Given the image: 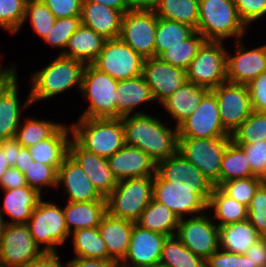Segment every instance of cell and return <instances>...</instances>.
Returning <instances> with one entry per match:
<instances>
[{
    "label": "cell",
    "mask_w": 266,
    "mask_h": 267,
    "mask_svg": "<svg viewBox=\"0 0 266 267\" xmlns=\"http://www.w3.org/2000/svg\"><path fill=\"white\" fill-rule=\"evenodd\" d=\"M253 265L266 267V237L257 240L245 253Z\"/></svg>",
    "instance_id": "obj_57"
},
{
    "label": "cell",
    "mask_w": 266,
    "mask_h": 267,
    "mask_svg": "<svg viewBox=\"0 0 266 267\" xmlns=\"http://www.w3.org/2000/svg\"><path fill=\"white\" fill-rule=\"evenodd\" d=\"M71 138V125H62L50 138L28 147L33 161L51 165L58 170L68 155V145Z\"/></svg>",
    "instance_id": "obj_30"
},
{
    "label": "cell",
    "mask_w": 266,
    "mask_h": 267,
    "mask_svg": "<svg viewBox=\"0 0 266 267\" xmlns=\"http://www.w3.org/2000/svg\"><path fill=\"white\" fill-rule=\"evenodd\" d=\"M57 18L81 17L83 0H41Z\"/></svg>",
    "instance_id": "obj_53"
},
{
    "label": "cell",
    "mask_w": 266,
    "mask_h": 267,
    "mask_svg": "<svg viewBox=\"0 0 266 267\" xmlns=\"http://www.w3.org/2000/svg\"><path fill=\"white\" fill-rule=\"evenodd\" d=\"M196 30L186 24L157 17L155 35V57H158L169 47L180 44L189 38Z\"/></svg>",
    "instance_id": "obj_40"
},
{
    "label": "cell",
    "mask_w": 266,
    "mask_h": 267,
    "mask_svg": "<svg viewBox=\"0 0 266 267\" xmlns=\"http://www.w3.org/2000/svg\"><path fill=\"white\" fill-rule=\"evenodd\" d=\"M261 184V179L257 176H253L222 182L218 187L226 195L248 207L250 200Z\"/></svg>",
    "instance_id": "obj_48"
},
{
    "label": "cell",
    "mask_w": 266,
    "mask_h": 267,
    "mask_svg": "<svg viewBox=\"0 0 266 267\" xmlns=\"http://www.w3.org/2000/svg\"><path fill=\"white\" fill-rule=\"evenodd\" d=\"M68 155L80 165L104 198L114 190L118 181L111 172L106 158L87 151L73 137L68 145Z\"/></svg>",
    "instance_id": "obj_22"
},
{
    "label": "cell",
    "mask_w": 266,
    "mask_h": 267,
    "mask_svg": "<svg viewBox=\"0 0 266 267\" xmlns=\"http://www.w3.org/2000/svg\"><path fill=\"white\" fill-rule=\"evenodd\" d=\"M135 223L144 229L172 237L176 235L179 218L166 205L152 198Z\"/></svg>",
    "instance_id": "obj_35"
},
{
    "label": "cell",
    "mask_w": 266,
    "mask_h": 267,
    "mask_svg": "<svg viewBox=\"0 0 266 267\" xmlns=\"http://www.w3.org/2000/svg\"><path fill=\"white\" fill-rule=\"evenodd\" d=\"M24 176L27 185L35 189L41 195L49 191L45 187L49 189L54 188L56 190L58 170L51 165L33 161L26 168ZM42 190H44V192Z\"/></svg>",
    "instance_id": "obj_45"
},
{
    "label": "cell",
    "mask_w": 266,
    "mask_h": 267,
    "mask_svg": "<svg viewBox=\"0 0 266 267\" xmlns=\"http://www.w3.org/2000/svg\"><path fill=\"white\" fill-rule=\"evenodd\" d=\"M248 28L241 20L234 0H199V19L196 29L205 41L244 39Z\"/></svg>",
    "instance_id": "obj_3"
},
{
    "label": "cell",
    "mask_w": 266,
    "mask_h": 267,
    "mask_svg": "<svg viewBox=\"0 0 266 267\" xmlns=\"http://www.w3.org/2000/svg\"><path fill=\"white\" fill-rule=\"evenodd\" d=\"M69 202L106 200L94 187L80 165L67 155L58 169L57 187Z\"/></svg>",
    "instance_id": "obj_21"
},
{
    "label": "cell",
    "mask_w": 266,
    "mask_h": 267,
    "mask_svg": "<svg viewBox=\"0 0 266 267\" xmlns=\"http://www.w3.org/2000/svg\"><path fill=\"white\" fill-rule=\"evenodd\" d=\"M67 267H118L114 262L101 259L71 258L67 261Z\"/></svg>",
    "instance_id": "obj_59"
},
{
    "label": "cell",
    "mask_w": 266,
    "mask_h": 267,
    "mask_svg": "<svg viewBox=\"0 0 266 267\" xmlns=\"http://www.w3.org/2000/svg\"><path fill=\"white\" fill-rule=\"evenodd\" d=\"M123 13L94 2H82L81 24L105 39L119 38Z\"/></svg>",
    "instance_id": "obj_28"
},
{
    "label": "cell",
    "mask_w": 266,
    "mask_h": 267,
    "mask_svg": "<svg viewBox=\"0 0 266 267\" xmlns=\"http://www.w3.org/2000/svg\"><path fill=\"white\" fill-rule=\"evenodd\" d=\"M0 148L3 150V153L7 158L8 165L14 167L22 145L15 137H13L0 141Z\"/></svg>",
    "instance_id": "obj_58"
},
{
    "label": "cell",
    "mask_w": 266,
    "mask_h": 267,
    "mask_svg": "<svg viewBox=\"0 0 266 267\" xmlns=\"http://www.w3.org/2000/svg\"><path fill=\"white\" fill-rule=\"evenodd\" d=\"M146 113L121 117L125 144L139 148L158 163L178 151V129Z\"/></svg>",
    "instance_id": "obj_1"
},
{
    "label": "cell",
    "mask_w": 266,
    "mask_h": 267,
    "mask_svg": "<svg viewBox=\"0 0 266 267\" xmlns=\"http://www.w3.org/2000/svg\"><path fill=\"white\" fill-rule=\"evenodd\" d=\"M153 193V176L128 178L118 181L106 197L107 212L116 218L136 222Z\"/></svg>",
    "instance_id": "obj_6"
},
{
    "label": "cell",
    "mask_w": 266,
    "mask_h": 267,
    "mask_svg": "<svg viewBox=\"0 0 266 267\" xmlns=\"http://www.w3.org/2000/svg\"><path fill=\"white\" fill-rule=\"evenodd\" d=\"M17 70L0 86V141L13 138L25 110L32 107L30 94L21 103Z\"/></svg>",
    "instance_id": "obj_19"
},
{
    "label": "cell",
    "mask_w": 266,
    "mask_h": 267,
    "mask_svg": "<svg viewBox=\"0 0 266 267\" xmlns=\"http://www.w3.org/2000/svg\"><path fill=\"white\" fill-rule=\"evenodd\" d=\"M234 4L241 20L248 28L266 16V0H234Z\"/></svg>",
    "instance_id": "obj_51"
},
{
    "label": "cell",
    "mask_w": 266,
    "mask_h": 267,
    "mask_svg": "<svg viewBox=\"0 0 266 267\" xmlns=\"http://www.w3.org/2000/svg\"><path fill=\"white\" fill-rule=\"evenodd\" d=\"M262 236L248 219L219 227L220 249L236 254H245Z\"/></svg>",
    "instance_id": "obj_33"
},
{
    "label": "cell",
    "mask_w": 266,
    "mask_h": 267,
    "mask_svg": "<svg viewBox=\"0 0 266 267\" xmlns=\"http://www.w3.org/2000/svg\"><path fill=\"white\" fill-rule=\"evenodd\" d=\"M134 223L127 219L113 217L107 212L98 225L107 248L108 261L114 262L117 266L127 254Z\"/></svg>",
    "instance_id": "obj_25"
},
{
    "label": "cell",
    "mask_w": 266,
    "mask_h": 267,
    "mask_svg": "<svg viewBox=\"0 0 266 267\" xmlns=\"http://www.w3.org/2000/svg\"><path fill=\"white\" fill-rule=\"evenodd\" d=\"M207 210L213 214L211 217L218 227L248 219L247 206L226 195L218 186L213 188Z\"/></svg>",
    "instance_id": "obj_34"
},
{
    "label": "cell",
    "mask_w": 266,
    "mask_h": 267,
    "mask_svg": "<svg viewBox=\"0 0 266 267\" xmlns=\"http://www.w3.org/2000/svg\"><path fill=\"white\" fill-rule=\"evenodd\" d=\"M74 257L108 261V252L98 227L75 230L70 233Z\"/></svg>",
    "instance_id": "obj_37"
},
{
    "label": "cell",
    "mask_w": 266,
    "mask_h": 267,
    "mask_svg": "<svg viewBox=\"0 0 266 267\" xmlns=\"http://www.w3.org/2000/svg\"><path fill=\"white\" fill-rule=\"evenodd\" d=\"M33 162L32 156L30 155L29 149L27 147H22L18 153L15 168L20 172L24 173L26 168L30 163Z\"/></svg>",
    "instance_id": "obj_60"
},
{
    "label": "cell",
    "mask_w": 266,
    "mask_h": 267,
    "mask_svg": "<svg viewBox=\"0 0 266 267\" xmlns=\"http://www.w3.org/2000/svg\"><path fill=\"white\" fill-rule=\"evenodd\" d=\"M236 145L266 141V112L253 111L231 134Z\"/></svg>",
    "instance_id": "obj_43"
},
{
    "label": "cell",
    "mask_w": 266,
    "mask_h": 267,
    "mask_svg": "<svg viewBox=\"0 0 266 267\" xmlns=\"http://www.w3.org/2000/svg\"><path fill=\"white\" fill-rule=\"evenodd\" d=\"M242 41H235L234 52L227 49V81L247 85L266 71V43L248 49Z\"/></svg>",
    "instance_id": "obj_17"
},
{
    "label": "cell",
    "mask_w": 266,
    "mask_h": 267,
    "mask_svg": "<svg viewBox=\"0 0 266 267\" xmlns=\"http://www.w3.org/2000/svg\"><path fill=\"white\" fill-rule=\"evenodd\" d=\"M24 186H28L24 173L15 167H9L0 180L1 190L16 189Z\"/></svg>",
    "instance_id": "obj_55"
},
{
    "label": "cell",
    "mask_w": 266,
    "mask_h": 267,
    "mask_svg": "<svg viewBox=\"0 0 266 267\" xmlns=\"http://www.w3.org/2000/svg\"><path fill=\"white\" fill-rule=\"evenodd\" d=\"M26 118V119H25ZM19 125L15 138L22 147H30L50 138L64 123L54 122L47 119H35V117H25Z\"/></svg>",
    "instance_id": "obj_38"
},
{
    "label": "cell",
    "mask_w": 266,
    "mask_h": 267,
    "mask_svg": "<svg viewBox=\"0 0 266 267\" xmlns=\"http://www.w3.org/2000/svg\"><path fill=\"white\" fill-rule=\"evenodd\" d=\"M80 25L81 17L57 18L52 29L43 38V43L61 49L59 55H62L70 37Z\"/></svg>",
    "instance_id": "obj_47"
},
{
    "label": "cell",
    "mask_w": 266,
    "mask_h": 267,
    "mask_svg": "<svg viewBox=\"0 0 266 267\" xmlns=\"http://www.w3.org/2000/svg\"><path fill=\"white\" fill-rule=\"evenodd\" d=\"M142 76L159 105L187 81L186 70L159 57L144 59Z\"/></svg>",
    "instance_id": "obj_18"
},
{
    "label": "cell",
    "mask_w": 266,
    "mask_h": 267,
    "mask_svg": "<svg viewBox=\"0 0 266 267\" xmlns=\"http://www.w3.org/2000/svg\"><path fill=\"white\" fill-rule=\"evenodd\" d=\"M107 162L117 181L156 174L157 163L139 148L129 145L107 158Z\"/></svg>",
    "instance_id": "obj_24"
},
{
    "label": "cell",
    "mask_w": 266,
    "mask_h": 267,
    "mask_svg": "<svg viewBox=\"0 0 266 267\" xmlns=\"http://www.w3.org/2000/svg\"><path fill=\"white\" fill-rule=\"evenodd\" d=\"M144 267H164L161 264H157V265H152V266H144Z\"/></svg>",
    "instance_id": "obj_66"
},
{
    "label": "cell",
    "mask_w": 266,
    "mask_h": 267,
    "mask_svg": "<svg viewBox=\"0 0 266 267\" xmlns=\"http://www.w3.org/2000/svg\"><path fill=\"white\" fill-rule=\"evenodd\" d=\"M159 264L164 267H205V260L195 255L175 235L164 241Z\"/></svg>",
    "instance_id": "obj_39"
},
{
    "label": "cell",
    "mask_w": 266,
    "mask_h": 267,
    "mask_svg": "<svg viewBox=\"0 0 266 267\" xmlns=\"http://www.w3.org/2000/svg\"><path fill=\"white\" fill-rule=\"evenodd\" d=\"M166 235L144 229L134 223L124 260L118 267H144L160 262Z\"/></svg>",
    "instance_id": "obj_20"
},
{
    "label": "cell",
    "mask_w": 266,
    "mask_h": 267,
    "mask_svg": "<svg viewBox=\"0 0 266 267\" xmlns=\"http://www.w3.org/2000/svg\"><path fill=\"white\" fill-rule=\"evenodd\" d=\"M65 222L69 233L75 230L98 227L107 213V201L67 202L63 206Z\"/></svg>",
    "instance_id": "obj_31"
},
{
    "label": "cell",
    "mask_w": 266,
    "mask_h": 267,
    "mask_svg": "<svg viewBox=\"0 0 266 267\" xmlns=\"http://www.w3.org/2000/svg\"><path fill=\"white\" fill-rule=\"evenodd\" d=\"M82 2H94L106 7L121 11L123 14L128 10L126 0H83Z\"/></svg>",
    "instance_id": "obj_62"
},
{
    "label": "cell",
    "mask_w": 266,
    "mask_h": 267,
    "mask_svg": "<svg viewBox=\"0 0 266 267\" xmlns=\"http://www.w3.org/2000/svg\"><path fill=\"white\" fill-rule=\"evenodd\" d=\"M210 90L206 87L186 81L173 94L167 97L161 104L167 114L175 121L178 127L198 107L203 97Z\"/></svg>",
    "instance_id": "obj_27"
},
{
    "label": "cell",
    "mask_w": 266,
    "mask_h": 267,
    "mask_svg": "<svg viewBox=\"0 0 266 267\" xmlns=\"http://www.w3.org/2000/svg\"><path fill=\"white\" fill-rule=\"evenodd\" d=\"M116 91L119 93L116 98V118L144 114L136 109L146 103H155L151 88L142 75L118 81Z\"/></svg>",
    "instance_id": "obj_26"
},
{
    "label": "cell",
    "mask_w": 266,
    "mask_h": 267,
    "mask_svg": "<svg viewBox=\"0 0 266 267\" xmlns=\"http://www.w3.org/2000/svg\"><path fill=\"white\" fill-rule=\"evenodd\" d=\"M263 184H266V168L264 170V173L259 177Z\"/></svg>",
    "instance_id": "obj_65"
},
{
    "label": "cell",
    "mask_w": 266,
    "mask_h": 267,
    "mask_svg": "<svg viewBox=\"0 0 266 267\" xmlns=\"http://www.w3.org/2000/svg\"><path fill=\"white\" fill-rule=\"evenodd\" d=\"M210 91L217 99L221 123L231 135L253 112L248 86L227 81Z\"/></svg>",
    "instance_id": "obj_14"
},
{
    "label": "cell",
    "mask_w": 266,
    "mask_h": 267,
    "mask_svg": "<svg viewBox=\"0 0 266 267\" xmlns=\"http://www.w3.org/2000/svg\"><path fill=\"white\" fill-rule=\"evenodd\" d=\"M205 267H257L246 254H236L218 249L205 260Z\"/></svg>",
    "instance_id": "obj_50"
},
{
    "label": "cell",
    "mask_w": 266,
    "mask_h": 267,
    "mask_svg": "<svg viewBox=\"0 0 266 267\" xmlns=\"http://www.w3.org/2000/svg\"><path fill=\"white\" fill-rule=\"evenodd\" d=\"M3 214L0 212V242L7 226L6 220H4Z\"/></svg>",
    "instance_id": "obj_64"
},
{
    "label": "cell",
    "mask_w": 266,
    "mask_h": 267,
    "mask_svg": "<svg viewBox=\"0 0 266 267\" xmlns=\"http://www.w3.org/2000/svg\"><path fill=\"white\" fill-rule=\"evenodd\" d=\"M158 0H126L128 10H154Z\"/></svg>",
    "instance_id": "obj_61"
},
{
    "label": "cell",
    "mask_w": 266,
    "mask_h": 267,
    "mask_svg": "<svg viewBox=\"0 0 266 267\" xmlns=\"http://www.w3.org/2000/svg\"><path fill=\"white\" fill-rule=\"evenodd\" d=\"M85 66L83 62L58 55L48 65L34 71L29 78L32 105L62 95L73 87L80 92Z\"/></svg>",
    "instance_id": "obj_2"
},
{
    "label": "cell",
    "mask_w": 266,
    "mask_h": 267,
    "mask_svg": "<svg viewBox=\"0 0 266 267\" xmlns=\"http://www.w3.org/2000/svg\"><path fill=\"white\" fill-rule=\"evenodd\" d=\"M72 137L87 151L109 158L125 144L121 118H78Z\"/></svg>",
    "instance_id": "obj_4"
},
{
    "label": "cell",
    "mask_w": 266,
    "mask_h": 267,
    "mask_svg": "<svg viewBox=\"0 0 266 267\" xmlns=\"http://www.w3.org/2000/svg\"><path fill=\"white\" fill-rule=\"evenodd\" d=\"M10 166L8 165V161L6 156L3 153V150L0 148V180L2 175L6 172V170L9 168Z\"/></svg>",
    "instance_id": "obj_63"
},
{
    "label": "cell",
    "mask_w": 266,
    "mask_h": 267,
    "mask_svg": "<svg viewBox=\"0 0 266 267\" xmlns=\"http://www.w3.org/2000/svg\"><path fill=\"white\" fill-rule=\"evenodd\" d=\"M28 0H0V28L11 35L22 29Z\"/></svg>",
    "instance_id": "obj_46"
},
{
    "label": "cell",
    "mask_w": 266,
    "mask_h": 267,
    "mask_svg": "<svg viewBox=\"0 0 266 267\" xmlns=\"http://www.w3.org/2000/svg\"><path fill=\"white\" fill-rule=\"evenodd\" d=\"M177 129L178 137H231L221 123L217 99L211 91L203 97L195 111Z\"/></svg>",
    "instance_id": "obj_15"
},
{
    "label": "cell",
    "mask_w": 266,
    "mask_h": 267,
    "mask_svg": "<svg viewBox=\"0 0 266 267\" xmlns=\"http://www.w3.org/2000/svg\"><path fill=\"white\" fill-rule=\"evenodd\" d=\"M117 85L118 81L108 74L86 65L80 94L89 105L79 118H116Z\"/></svg>",
    "instance_id": "obj_5"
},
{
    "label": "cell",
    "mask_w": 266,
    "mask_h": 267,
    "mask_svg": "<svg viewBox=\"0 0 266 267\" xmlns=\"http://www.w3.org/2000/svg\"><path fill=\"white\" fill-rule=\"evenodd\" d=\"M244 152L251 167L252 174L260 177L266 168V141L238 145Z\"/></svg>",
    "instance_id": "obj_52"
},
{
    "label": "cell",
    "mask_w": 266,
    "mask_h": 267,
    "mask_svg": "<svg viewBox=\"0 0 266 267\" xmlns=\"http://www.w3.org/2000/svg\"><path fill=\"white\" fill-rule=\"evenodd\" d=\"M43 252L27 224H7L0 242V266L22 267Z\"/></svg>",
    "instance_id": "obj_16"
},
{
    "label": "cell",
    "mask_w": 266,
    "mask_h": 267,
    "mask_svg": "<svg viewBox=\"0 0 266 267\" xmlns=\"http://www.w3.org/2000/svg\"><path fill=\"white\" fill-rule=\"evenodd\" d=\"M156 173L174 187L214 188L213 183L178 151L158 162Z\"/></svg>",
    "instance_id": "obj_23"
},
{
    "label": "cell",
    "mask_w": 266,
    "mask_h": 267,
    "mask_svg": "<svg viewBox=\"0 0 266 267\" xmlns=\"http://www.w3.org/2000/svg\"><path fill=\"white\" fill-rule=\"evenodd\" d=\"M231 141V137H178V152L199 169L214 186H219L221 159Z\"/></svg>",
    "instance_id": "obj_10"
},
{
    "label": "cell",
    "mask_w": 266,
    "mask_h": 267,
    "mask_svg": "<svg viewBox=\"0 0 266 267\" xmlns=\"http://www.w3.org/2000/svg\"><path fill=\"white\" fill-rule=\"evenodd\" d=\"M2 191L5 197L0 212L3 216L6 214L9 217L7 224H27L32 211L43 197L29 186Z\"/></svg>",
    "instance_id": "obj_29"
},
{
    "label": "cell",
    "mask_w": 266,
    "mask_h": 267,
    "mask_svg": "<svg viewBox=\"0 0 266 267\" xmlns=\"http://www.w3.org/2000/svg\"><path fill=\"white\" fill-rule=\"evenodd\" d=\"M245 152L231 141L222 156L220 184L232 179L253 177Z\"/></svg>",
    "instance_id": "obj_41"
},
{
    "label": "cell",
    "mask_w": 266,
    "mask_h": 267,
    "mask_svg": "<svg viewBox=\"0 0 266 267\" xmlns=\"http://www.w3.org/2000/svg\"><path fill=\"white\" fill-rule=\"evenodd\" d=\"M56 17L41 0H28L22 26L29 21L34 32L43 40L55 23Z\"/></svg>",
    "instance_id": "obj_44"
},
{
    "label": "cell",
    "mask_w": 266,
    "mask_h": 267,
    "mask_svg": "<svg viewBox=\"0 0 266 267\" xmlns=\"http://www.w3.org/2000/svg\"><path fill=\"white\" fill-rule=\"evenodd\" d=\"M247 209L249 222L262 237H266V184L258 187Z\"/></svg>",
    "instance_id": "obj_49"
},
{
    "label": "cell",
    "mask_w": 266,
    "mask_h": 267,
    "mask_svg": "<svg viewBox=\"0 0 266 267\" xmlns=\"http://www.w3.org/2000/svg\"><path fill=\"white\" fill-rule=\"evenodd\" d=\"M212 191L213 188L174 187L157 173L153 176L152 198L166 205L179 219L207 212Z\"/></svg>",
    "instance_id": "obj_8"
},
{
    "label": "cell",
    "mask_w": 266,
    "mask_h": 267,
    "mask_svg": "<svg viewBox=\"0 0 266 267\" xmlns=\"http://www.w3.org/2000/svg\"><path fill=\"white\" fill-rule=\"evenodd\" d=\"M27 225L33 240L44 252H58L57 246L63 245L70 238L63 207L50 200H43V197L32 211Z\"/></svg>",
    "instance_id": "obj_7"
},
{
    "label": "cell",
    "mask_w": 266,
    "mask_h": 267,
    "mask_svg": "<svg viewBox=\"0 0 266 267\" xmlns=\"http://www.w3.org/2000/svg\"><path fill=\"white\" fill-rule=\"evenodd\" d=\"M106 40L102 35L81 24L70 37L62 56L83 62L85 65L92 64Z\"/></svg>",
    "instance_id": "obj_32"
},
{
    "label": "cell",
    "mask_w": 266,
    "mask_h": 267,
    "mask_svg": "<svg viewBox=\"0 0 266 267\" xmlns=\"http://www.w3.org/2000/svg\"><path fill=\"white\" fill-rule=\"evenodd\" d=\"M255 112H266V71L247 84Z\"/></svg>",
    "instance_id": "obj_54"
},
{
    "label": "cell",
    "mask_w": 266,
    "mask_h": 267,
    "mask_svg": "<svg viewBox=\"0 0 266 267\" xmlns=\"http://www.w3.org/2000/svg\"><path fill=\"white\" fill-rule=\"evenodd\" d=\"M204 41V37L195 31L189 38L178 45L169 47L158 57L162 61L186 70Z\"/></svg>",
    "instance_id": "obj_42"
},
{
    "label": "cell",
    "mask_w": 266,
    "mask_h": 267,
    "mask_svg": "<svg viewBox=\"0 0 266 267\" xmlns=\"http://www.w3.org/2000/svg\"><path fill=\"white\" fill-rule=\"evenodd\" d=\"M22 267H67V263L62 262L58 252H43L39 257Z\"/></svg>",
    "instance_id": "obj_56"
},
{
    "label": "cell",
    "mask_w": 266,
    "mask_h": 267,
    "mask_svg": "<svg viewBox=\"0 0 266 267\" xmlns=\"http://www.w3.org/2000/svg\"><path fill=\"white\" fill-rule=\"evenodd\" d=\"M144 58L120 38L107 39L92 65L117 81L142 75Z\"/></svg>",
    "instance_id": "obj_11"
},
{
    "label": "cell",
    "mask_w": 266,
    "mask_h": 267,
    "mask_svg": "<svg viewBox=\"0 0 266 267\" xmlns=\"http://www.w3.org/2000/svg\"><path fill=\"white\" fill-rule=\"evenodd\" d=\"M153 11L159 18L198 27L199 0H158Z\"/></svg>",
    "instance_id": "obj_36"
},
{
    "label": "cell",
    "mask_w": 266,
    "mask_h": 267,
    "mask_svg": "<svg viewBox=\"0 0 266 267\" xmlns=\"http://www.w3.org/2000/svg\"><path fill=\"white\" fill-rule=\"evenodd\" d=\"M207 214L179 219L176 232L182 244L204 260L220 248L219 227Z\"/></svg>",
    "instance_id": "obj_12"
},
{
    "label": "cell",
    "mask_w": 266,
    "mask_h": 267,
    "mask_svg": "<svg viewBox=\"0 0 266 267\" xmlns=\"http://www.w3.org/2000/svg\"><path fill=\"white\" fill-rule=\"evenodd\" d=\"M226 62L224 42L204 41L186 69L187 81L212 90L227 82Z\"/></svg>",
    "instance_id": "obj_9"
},
{
    "label": "cell",
    "mask_w": 266,
    "mask_h": 267,
    "mask_svg": "<svg viewBox=\"0 0 266 267\" xmlns=\"http://www.w3.org/2000/svg\"><path fill=\"white\" fill-rule=\"evenodd\" d=\"M157 16L152 10H129L123 14L119 38L144 59L155 57Z\"/></svg>",
    "instance_id": "obj_13"
}]
</instances>
